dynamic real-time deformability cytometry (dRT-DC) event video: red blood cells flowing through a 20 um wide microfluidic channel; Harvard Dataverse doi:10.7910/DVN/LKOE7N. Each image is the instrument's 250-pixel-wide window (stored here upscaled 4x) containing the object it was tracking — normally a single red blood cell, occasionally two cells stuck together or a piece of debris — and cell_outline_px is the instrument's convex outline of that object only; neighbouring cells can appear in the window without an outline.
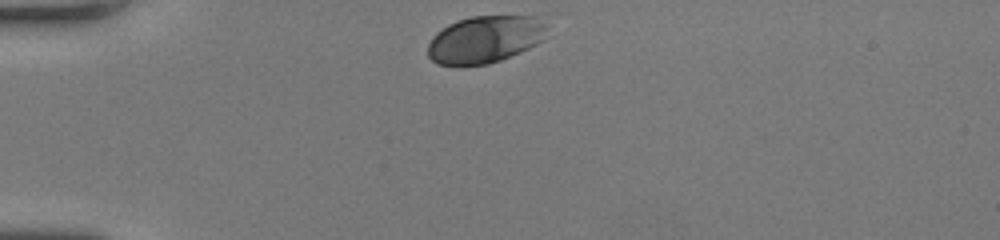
{"species": "human", "species_latin": "Homo sapiens", "temperature_condition": "room temperature", "stored_images_in_passage": 30, "camera_frame_rate_fps": 3000, "um_per_image_px": 0.085, "donor": {"sex": "female"}, "frame": {"image": 1, "passage_image": 1, "time_ms": 0.0, "image_size_px": [1000, 240], "cell_outline_px": [[548, 24], [544, 40], [520, 52], [500, 60], [488, 64], [460, 68], [456, 68], [436, 64], [428, 56], [428, 44], [432, 36], [436, 32], [448, 24], [456, 20], [472, 16], [532, 16]], "centroid_in_image_um": [41.17, 3.38], "position_along_channel_um": 43.8, "area_um2": 33.52}}
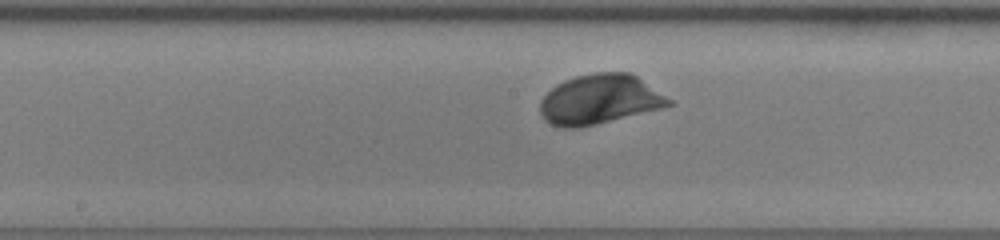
{"frame": {"image": 2, "passage_image": 15, "time_ms": 4.667, "image_size_px": [1000, 240], "cell_outline_px": [[672, 104], [660, 108], [580, 128], [564, 128], [552, 124], [544, 120], [540, 112], [540, 100], [556, 84], [564, 80], [576, 76], [592, 72], [632, 72], [672, 100]], "centroid_in_image_um": [50.95, 8.44], "position_along_channel_um": 197.3, "area_um2": 37.17}}
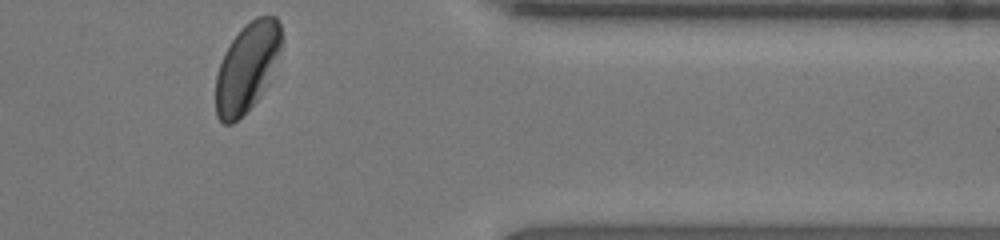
{"frame": {"image": 3, "passage_image": 30, "time_ms": 9.667, "image_size_px": [1000, 240], "cell_outline_px": [[280, 48], [268, 84], [256, 100], [232, 124], [224, 124], [216, 116], [216, 76], [224, 52], [232, 40], [244, 24], [256, 16], [276, 16], [280, 24]], "centroid_in_image_um": [20.97, 5.7], "position_along_channel_um": 390.4, "area_um2": 33.47}, "authors_computed_cell_mechanics": {"area_um2": 36.2695, "velocity_mm_per_s": 4.1348, "shape_relaxation_time_tau1_ms": 2.3034, "shape_relaxation_time_tau2_ms": null, "deformation_change_tau1": 0.1252, "deformation_change_tau2": null}}